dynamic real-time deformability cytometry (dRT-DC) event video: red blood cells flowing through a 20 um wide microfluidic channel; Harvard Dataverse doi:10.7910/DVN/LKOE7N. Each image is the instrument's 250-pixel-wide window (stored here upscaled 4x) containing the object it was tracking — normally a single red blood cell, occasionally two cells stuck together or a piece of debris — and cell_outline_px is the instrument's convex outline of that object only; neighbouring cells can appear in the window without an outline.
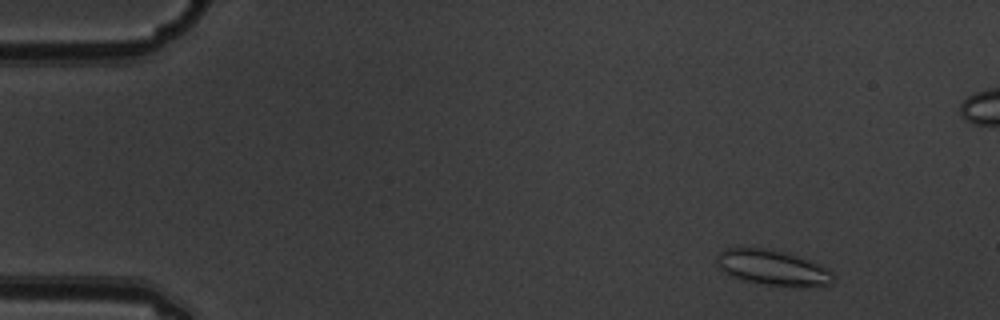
{"species": "common noctule bat (a hibernating species)", "species_latin": "Nyctalus noctula", "temperature_condition": "warm", "stored_images_in_passage": 5, "camera_frame_rate_fps": 3000, "um_per_image_px": 0.085, "animal": {"sex": "male", "body_mass_g": 19.5, "forearm_length_mm": 54.6}, "frame": {"image": 1, "passage_image": 2, "time_ms": 0.333, "image_size_px": [1000, 320], "cell_outline_px": [[836, 280], [832, 284], [764, 284], [728, 276], [720, 268], [716, 260], [716, 256], [724, 248], [764, 248], [788, 252], [828, 268], [832, 272]], "centroid_in_image_um": [65.63, 22.7], "position_along_channel_um": 19.4, "area_um2": 23.35}}